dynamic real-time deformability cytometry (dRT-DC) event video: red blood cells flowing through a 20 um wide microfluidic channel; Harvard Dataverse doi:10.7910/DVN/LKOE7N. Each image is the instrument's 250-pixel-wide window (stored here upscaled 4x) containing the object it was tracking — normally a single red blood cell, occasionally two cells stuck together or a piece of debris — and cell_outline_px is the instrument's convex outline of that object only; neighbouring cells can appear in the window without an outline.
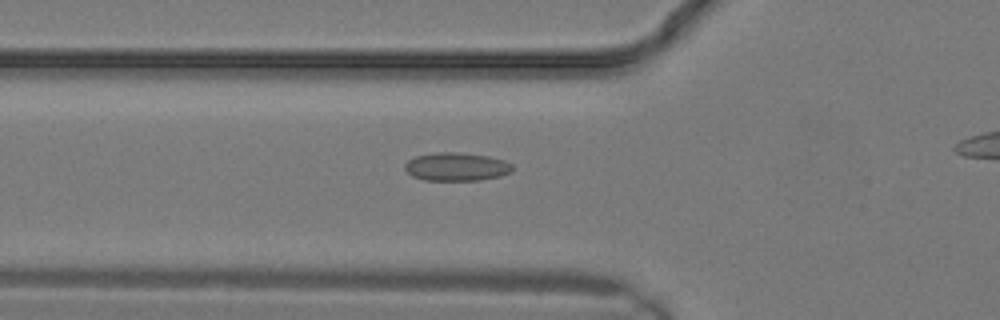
{"species": "common noctule bat (a hibernating species)", "species_latin": "Nyctalus noctula", "temperature_condition": "warm", "stored_images_in_passage": 12, "camera_frame_rate_fps": 3000, "um_per_image_px": 0.085, "animal": {"sex": "male", "body_mass_g": 19.2, "forearm_length_mm": 51.8}, "frame": {"image": 1, "passage_image": 10, "time_ms": 3.0, "image_size_px": [1000, 320], "cell_outline_px": [[512, 172], [500, 176], [480, 180], [424, 180], [412, 176], [404, 168], [404, 164], [408, 160], [416, 156], [436, 152], [456, 152], [488, 156], [504, 160], [512, 164]], "centroid_in_image_um": [38.79, 14.17], "position_along_channel_um": 87.0, "area_um2": 17.74}}
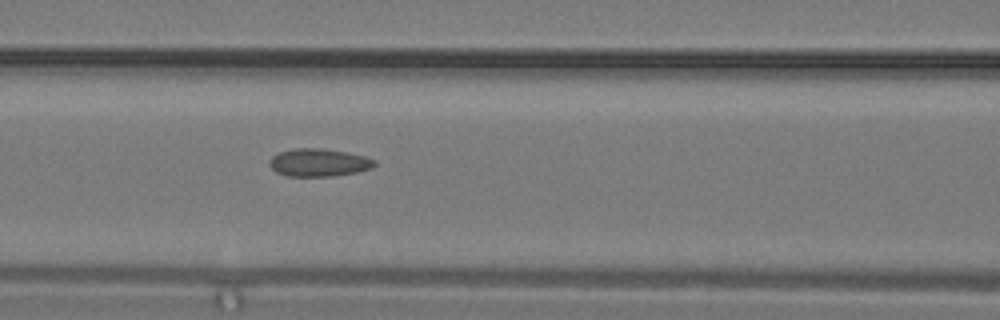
{"frame": {"image": 2, "passage_image": 12, "time_ms": 3.667, "image_size_px": [1000, 320], "cell_outline_px": [[376, 164], [372, 168], [356, 172], [336, 176], [284, 176], [276, 172], [268, 164], [268, 160], [272, 156], [280, 152], [292, 148], [320, 148], [348, 152], [364, 156], [376, 160]], "centroid_in_image_um": [27.08, 13.82], "position_along_channel_um": 139.5, "area_um2": 17.22}}